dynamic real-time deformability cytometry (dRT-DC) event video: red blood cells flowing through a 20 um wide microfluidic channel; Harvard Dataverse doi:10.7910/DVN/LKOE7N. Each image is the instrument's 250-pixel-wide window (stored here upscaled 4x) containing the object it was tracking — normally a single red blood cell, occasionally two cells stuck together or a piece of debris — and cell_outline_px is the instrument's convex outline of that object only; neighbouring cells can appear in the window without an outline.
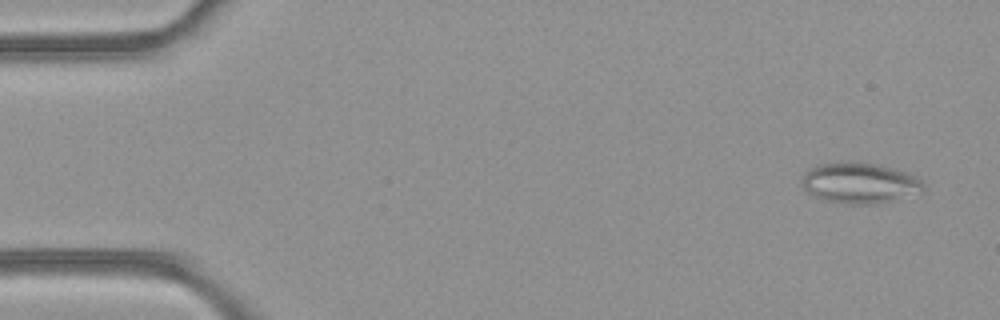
{"species": "common noctule bat (a hibernating species)", "species_latin": "Nyctalus noctula", "temperature_condition": "room temperature", "stored_images_in_passage": 49, "camera_frame_rate_fps": 3000, "um_per_image_px": 0.085, "animal": {"sex": "female", "body_mass_g": 21.9}, "frame": {"image": 1, "passage_image": 3, "time_ms": 0.667, "image_size_px": [1000, 320], "cell_outline_px": [[924, 192], [876, 204], [852, 204], [824, 200], [808, 192], [804, 188], [804, 172], [812, 168], [824, 164], [840, 160], [880, 164], [904, 172], [920, 180], [924, 184]], "centroid_in_image_um": [73.1, 15.55], "position_along_channel_um": 11.9, "area_um2": 28.55}}
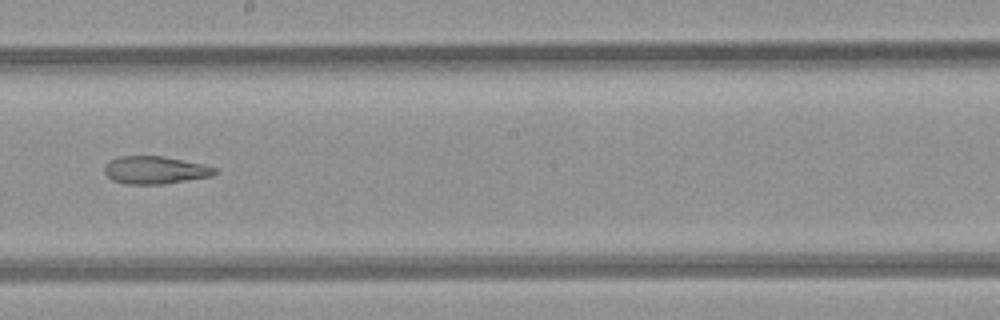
{"frame": {"image": 2, "passage_image": 28, "time_ms": 9.0, "image_size_px": [1000, 320], "cell_outline_px": [[216, 172], [212, 176], [164, 184], [124, 184], [112, 180], [104, 172], [104, 168], [108, 160], [120, 156], [160, 156], [204, 164], [216, 168]], "centroid_in_image_um": [13.15, 14.46], "position_along_channel_um": 235.0, "area_um2": 17.8}}
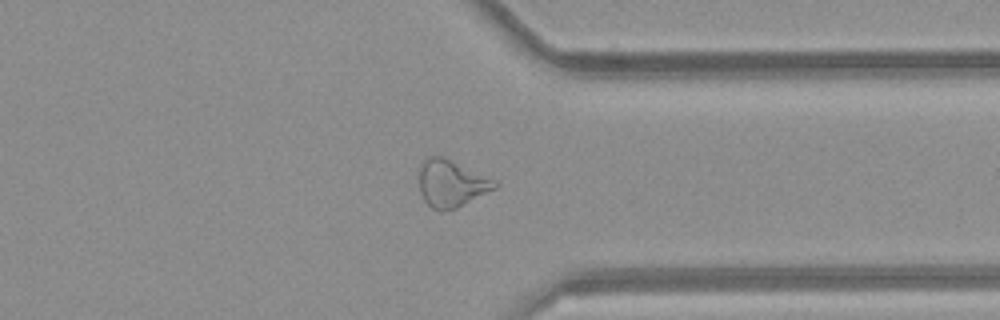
{"frame": {"image": 3, "passage_image": 38, "time_ms": 12.333, "image_size_px": [1000, 320], "cell_outline_px": [[500, 184], [496, 188], [456, 208], [440, 212], [432, 208], [424, 200], [420, 192], [420, 164], [428, 156], [444, 156], [496, 180]], "centroid_in_image_um": [38.37, 15.58], "position_along_channel_um": 373.0, "area_um2": 20.81}, "authors_computed_cell_mechanics": {"area_um2": 23.2934, "velocity_mm_per_s": 4.2327, "shape_relaxation_time_tau1_ms": null, "shape_relaxation_time_tau2_ms": 5.8751, "deformation_change_tau1": null, "deformation_change_tau2": 0.1861}}